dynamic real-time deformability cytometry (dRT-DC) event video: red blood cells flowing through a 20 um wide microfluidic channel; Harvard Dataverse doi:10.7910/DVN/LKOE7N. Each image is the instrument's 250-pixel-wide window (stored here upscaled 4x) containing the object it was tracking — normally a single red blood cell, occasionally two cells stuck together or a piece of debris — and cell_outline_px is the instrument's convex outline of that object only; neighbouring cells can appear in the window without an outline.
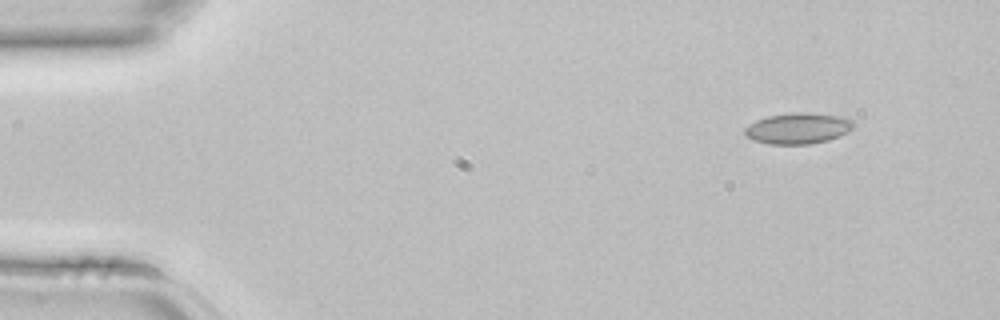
{"species": "common noctule bat (a hibernating species)", "species_latin": "Nyctalus noctula", "temperature_condition": "room temperature", "stored_images_in_passage": 2, "camera_frame_rate_fps": 3000, "um_per_image_px": 0.085, "animal": {"sex": "female", "body_mass_g": 22.7, "forearm_length_mm": 54.2}, "frame": {"image": 1, "passage_image": 1, "time_ms": 0.0, "image_size_px": [1000, 320], "cell_outline_px": [[856, 128], [840, 136], [828, 140], [808, 144], [768, 144], [752, 140], [744, 136], [744, 128], [748, 124], [756, 120], [768, 116], [792, 112], [812, 112], [848, 116], [856, 124]], "centroid_in_image_um": [67.88, 10.89], "position_along_channel_um": 17.1, "area_um2": 20.29}}